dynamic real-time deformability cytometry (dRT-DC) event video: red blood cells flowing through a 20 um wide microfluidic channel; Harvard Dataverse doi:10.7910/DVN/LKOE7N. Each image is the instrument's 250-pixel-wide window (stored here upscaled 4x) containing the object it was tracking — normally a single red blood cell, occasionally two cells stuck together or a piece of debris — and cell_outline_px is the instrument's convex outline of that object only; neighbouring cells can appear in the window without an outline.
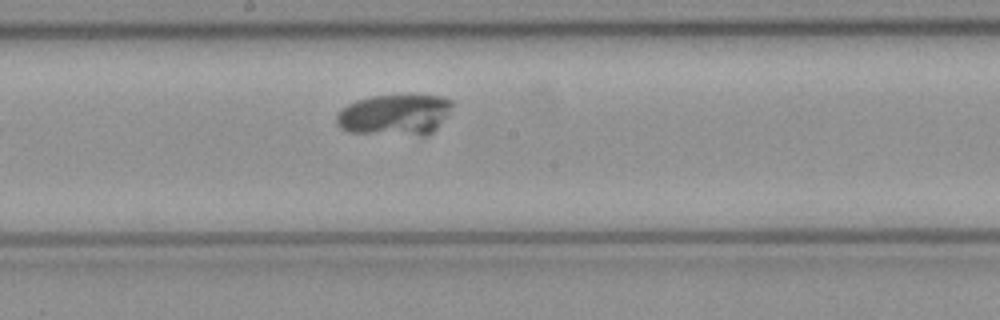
{"species": "common noctule bat (a hibernating species)", "species_latin": "Nyctalus noctula", "temperature_condition": "cold", "stored_images_in_passage": 6, "camera_frame_rate_fps": 3000, "um_per_image_px": 0.085, "animal": {"sex": "female", "body_mass_g": 21.9}, "frame": {"image": 1, "passage_image": 6, "time_ms": 1.667, "image_size_px": [1000, 320], "cell_outline_px": [[456, 104], [436, 128], [428, 136], [424, 136], [348, 132], [340, 128], [336, 124], [336, 116], [348, 104], [356, 100], [372, 96], [444, 96], [452, 100]], "centroid_in_image_um": [33.58, 9.77], "position_along_channel_um": 214.6, "area_um2": 27.74}}